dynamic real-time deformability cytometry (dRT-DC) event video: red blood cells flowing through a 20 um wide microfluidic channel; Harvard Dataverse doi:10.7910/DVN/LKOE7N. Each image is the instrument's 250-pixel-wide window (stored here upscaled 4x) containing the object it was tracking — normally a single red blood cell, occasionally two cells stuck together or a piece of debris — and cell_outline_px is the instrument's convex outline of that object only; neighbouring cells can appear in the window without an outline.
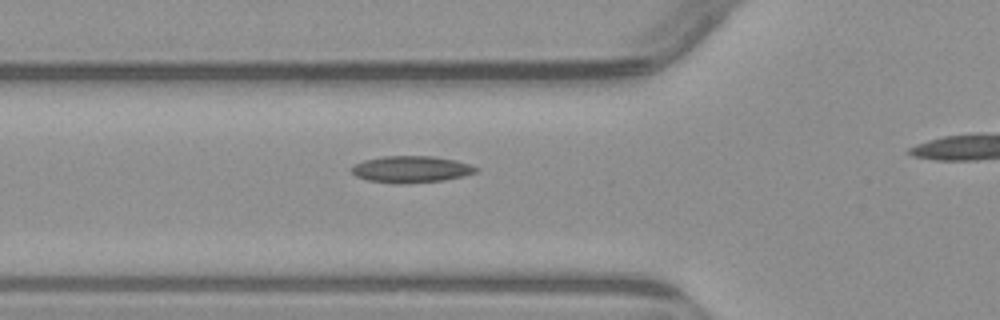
{"species": "common noctule bat (a hibernating species)", "species_latin": "Nyctalus noctula", "temperature_condition": "warm", "stored_images_in_passage": 4, "camera_frame_rate_fps": 3000, "um_per_image_px": 0.085, "animal": {"sex": "male", "body_mass_g": 23.1, "forearm_length_mm": 52.7}, "frame": {"image": 1, "passage_image": 4, "time_ms": 3.667, "image_size_px": [1000, 320], "cell_outline_px": [[480, 168], [476, 172], [464, 176], [444, 180], [400, 184], [392, 184], [368, 180], [356, 176], [348, 168], [364, 160], [384, 156], [428, 156], [456, 160]], "centroid_in_image_um": [34.93, 14.4], "position_along_channel_um": 90.9, "area_um2": 19.36}}